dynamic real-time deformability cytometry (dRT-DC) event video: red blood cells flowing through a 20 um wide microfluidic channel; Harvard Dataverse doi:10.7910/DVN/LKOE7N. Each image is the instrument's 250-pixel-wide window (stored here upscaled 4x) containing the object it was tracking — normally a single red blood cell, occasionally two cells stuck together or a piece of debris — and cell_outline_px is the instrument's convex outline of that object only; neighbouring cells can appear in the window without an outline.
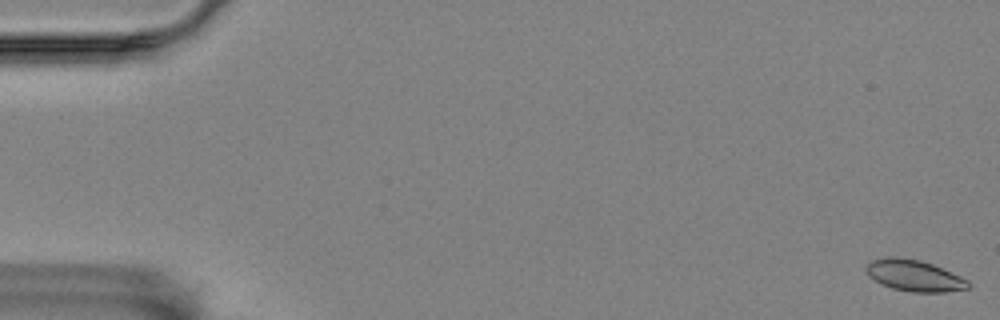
{"species": "Egyptian fruit bat (a non-hibernating species)", "species_latin": "Rousettus aegyptiacus", "temperature_condition": "room temperature", "stored_images_in_passage": 5, "camera_frame_rate_fps": 3000, "um_per_image_px": 0.085, "animal": {"sex": "female"}, "frame": {"image": 1, "passage_image": 1, "time_ms": 0.0, "image_size_px": [1000, 320], "cell_outline_px": [[972, 284], [968, 288], [944, 292], [912, 292], [892, 288], [880, 284], [868, 276], [864, 268], [872, 260], [884, 256], [896, 256], [920, 260], [932, 264], [960, 276], [968, 280]], "centroid_in_image_um": [77.67, 23.41], "position_along_channel_um": 7.3, "area_um2": 18.79}}
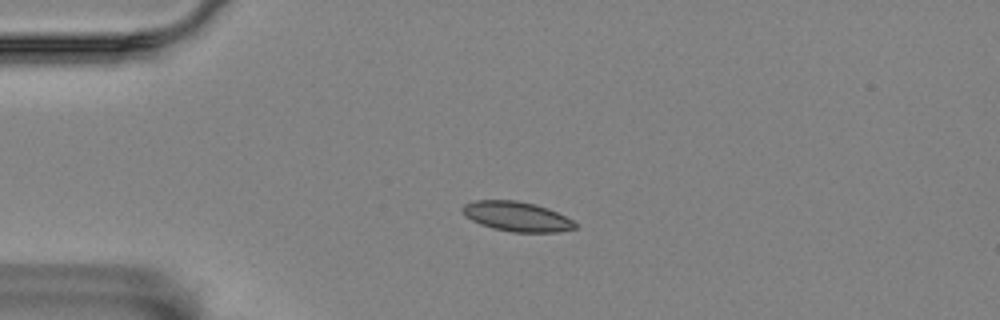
{"frame": {"image": 2, "passage_image": 4, "time_ms": 1.0, "image_size_px": [1000, 320], "cell_outline_px": [[576, 228], [556, 232], [512, 232], [492, 228], [480, 224], [464, 216], [460, 208], [464, 204], [476, 200], [516, 200], [536, 204], [548, 208], [572, 220], [576, 224]], "centroid_in_image_um": [43.88, 18.39], "position_along_channel_um": 41.1, "area_um2": 19.54}}